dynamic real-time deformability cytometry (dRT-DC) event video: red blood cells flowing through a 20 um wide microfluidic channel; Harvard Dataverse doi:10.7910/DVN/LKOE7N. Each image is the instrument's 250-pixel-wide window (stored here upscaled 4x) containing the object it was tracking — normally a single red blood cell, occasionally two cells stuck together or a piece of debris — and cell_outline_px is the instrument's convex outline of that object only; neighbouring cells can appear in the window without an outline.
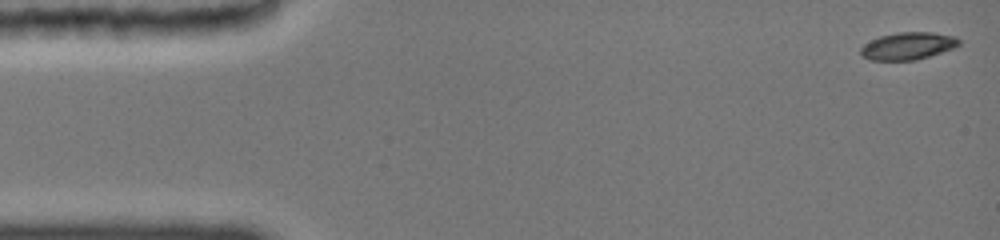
{"species": "common noctule bat (a hibernating species)", "species_latin": "Nyctalus noctula", "temperature_condition": "cold", "stored_images_in_passage": 69, "camera_frame_rate_fps": 3000, "um_per_image_px": 0.085, "animal": {"sex": "female", "body_mass_g": 19.0, "forearm_length_mm": 51.5}, "frame": {"image": 1, "passage_image": 1, "time_ms": 0.0, "image_size_px": [1000, 240], "cell_outline_px": [[960, 44], [956, 48], [916, 60], [868, 60], [860, 56], [860, 48], [864, 44], [880, 36], [896, 32], [932, 32], [956, 36], [960, 40]], "centroid_in_image_um": [77.19, 3.91], "position_along_channel_um": 7.8, "area_um2": 15.9}}
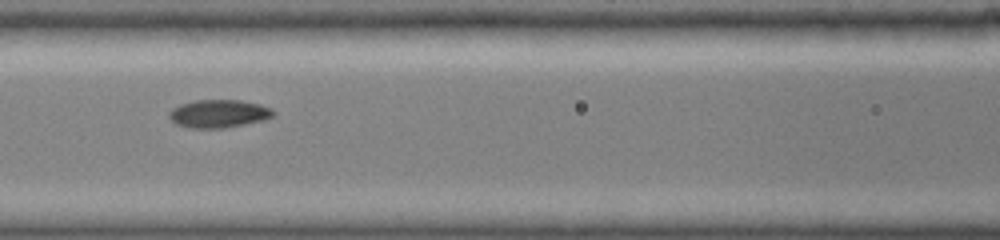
{"frame": {"image": 2, "passage_image": 30, "time_ms": 6.667, "image_size_px": [1000, 240], "cell_outline_px": [[272, 116], [260, 120], [220, 128], [196, 128], [176, 124], [168, 116], [168, 112], [172, 108], [180, 104], [192, 100], [240, 100], [260, 104], [272, 108]], "centroid_in_image_um": [18.52, 9.63], "position_along_channel_um": 148.1, "area_um2": 16.65}}
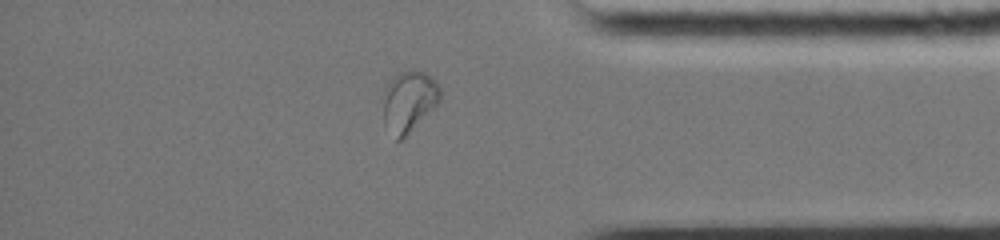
{"frame": {"image": 3, "passage_image": 59, "time_ms": 13.333, "image_size_px": [1000, 240], "cell_outline_px": [[440, 100], [400, 140], [396, 140], [384, 128], [380, 96], [388, 80], [396, 72], [408, 68], [412, 68], [424, 72], [436, 80], [440, 88]], "centroid_in_image_um": [34.65, 8.54], "position_along_channel_um": 400.6, "area_um2": 20.98}, "authors_computed_cell_mechanics": {"area_um2": 16.2996, "velocity_mm_per_s": 3.9039, "shape_relaxation_time_tau1_ms": 7.2163, "shape_relaxation_time_tau2_ms": 1.7547, "deformation_change_tau1": 0.1882, "deformation_change_tau2": 0.0488}}